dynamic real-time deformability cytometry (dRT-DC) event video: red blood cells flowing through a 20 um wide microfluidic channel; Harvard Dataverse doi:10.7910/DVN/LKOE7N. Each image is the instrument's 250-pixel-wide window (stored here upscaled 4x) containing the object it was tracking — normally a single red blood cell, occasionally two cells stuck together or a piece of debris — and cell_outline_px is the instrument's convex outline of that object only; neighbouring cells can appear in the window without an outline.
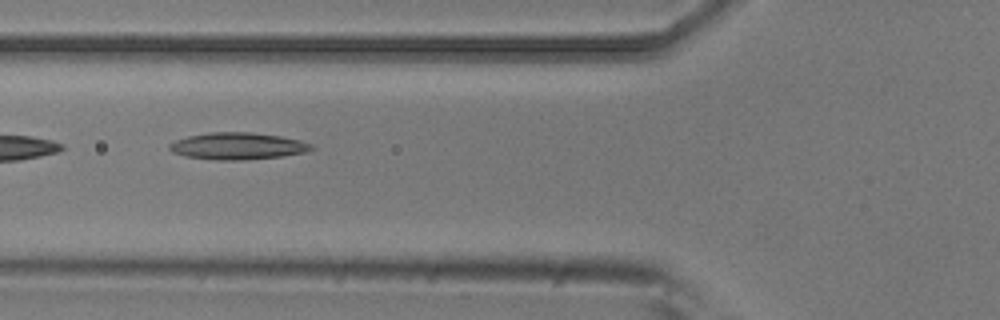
{"species": "common noctule bat (a hibernating species)", "species_latin": "Nyctalus noctula", "temperature_condition": "room temperature", "stored_images_in_passage": 9, "camera_frame_rate_fps": 3000, "um_per_image_px": 0.085, "animal": {"sex": "male", "body_mass_g": 20.5, "forearm_length_mm": 52.5}, "frame": {"image": 1, "passage_image": 7, "time_ms": 2.0, "image_size_px": [1000, 320], "cell_outline_px": [[316, 148], [308, 152], [280, 156], [240, 160], [216, 160], [184, 156], [172, 152], [168, 148], [168, 144], [176, 140], [188, 136], [208, 132], [252, 132], [280, 136], [300, 140], [312, 144]], "centroid_in_image_um": [20.2, 12.41], "position_along_channel_um": 105.6, "area_um2": 22.37}}
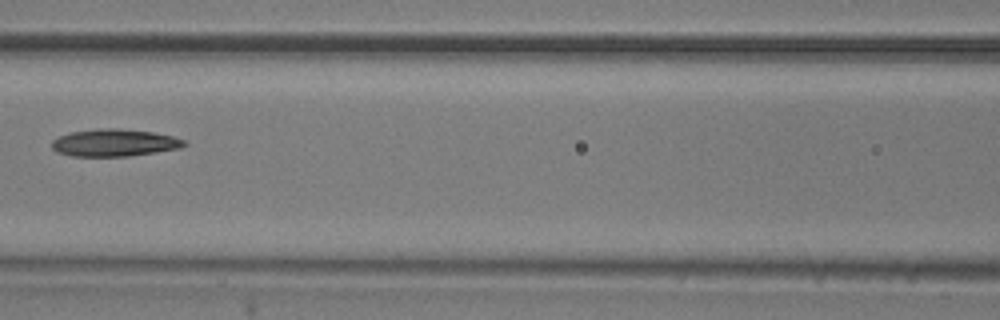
{"frame": {"image": 2, "passage_image": 8, "time_ms": 2.333, "image_size_px": [1000, 320], "cell_outline_px": [[188, 144], [180, 148], [156, 152], [128, 156], [72, 156], [56, 152], [52, 148], [52, 140], [60, 136], [72, 132], [96, 128], [116, 128], [152, 132], [172, 136], [184, 140]], "centroid_in_image_um": [9.71, 12.13], "position_along_channel_um": 156.9, "area_um2": 20.98}}
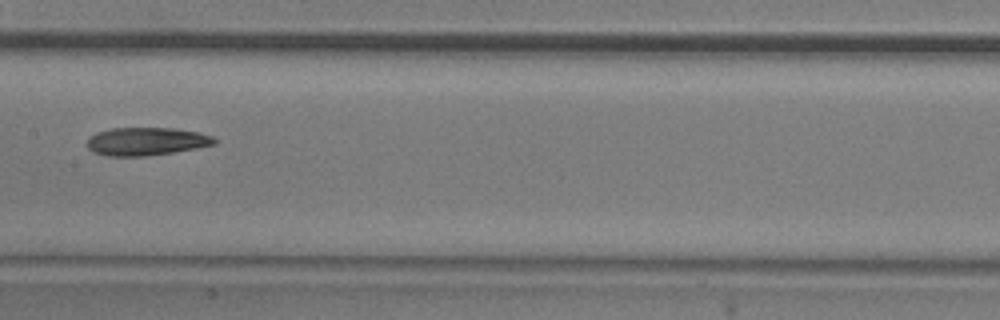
{"frame": {"image": 3, "passage_image": 9, "time_ms": 2.667, "image_size_px": [1000, 320], "cell_outline_px": [[216, 144], [196, 148], [148, 156], [108, 156], [92, 152], [88, 148], [88, 136], [96, 132], [112, 128], [176, 128], [200, 132], [212, 136], [216, 140]], "centroid_in_image_um": [12.42, 12.01], "position_along_channel_um": 195.0, "area_um2": 20.92}}